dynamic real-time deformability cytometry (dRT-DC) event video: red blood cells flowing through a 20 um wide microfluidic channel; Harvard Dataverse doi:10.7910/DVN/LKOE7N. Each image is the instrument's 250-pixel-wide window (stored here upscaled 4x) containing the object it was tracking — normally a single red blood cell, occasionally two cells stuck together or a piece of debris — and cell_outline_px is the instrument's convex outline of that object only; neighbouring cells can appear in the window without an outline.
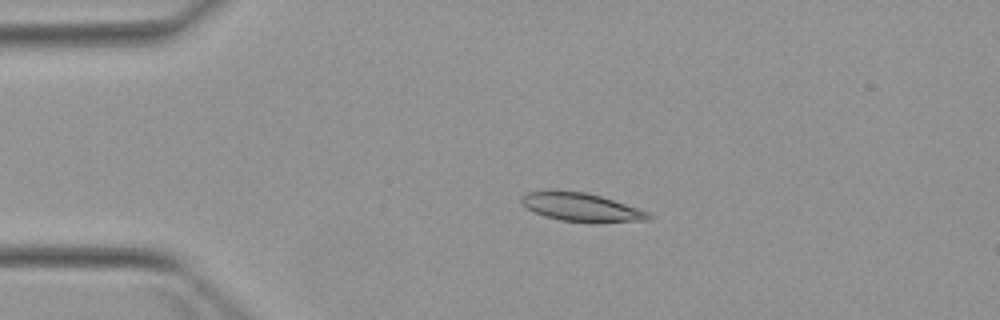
{"species": "Egyptian fruit bat (a non-hibernating species)", "species_latin": "Rousettus aegyptiacus", "temperature_condition": "warm", "stored_images_in_passage": 4, "camera_frame_rate_fps": 3000, "um_per_image_px": 0.085, "animal": {"sex": "female"}, "frame": {"image": 1, "passage_image": 3, "time_ms": 2.667, "image_size_px": [1000, 320], "cell_outline_px": [[652, 216], [648, 220], [592, 224], [560, 220], [544, 216], [528, 208], [520, 200], [520, 196], [528, 192], [548, 188], [584, 192], [600, 196], [648, 212]], "centroid_in_image_um": [49.36, 17.61], "position_along_channel_um": 35.6, "area_um2": 21.5}}